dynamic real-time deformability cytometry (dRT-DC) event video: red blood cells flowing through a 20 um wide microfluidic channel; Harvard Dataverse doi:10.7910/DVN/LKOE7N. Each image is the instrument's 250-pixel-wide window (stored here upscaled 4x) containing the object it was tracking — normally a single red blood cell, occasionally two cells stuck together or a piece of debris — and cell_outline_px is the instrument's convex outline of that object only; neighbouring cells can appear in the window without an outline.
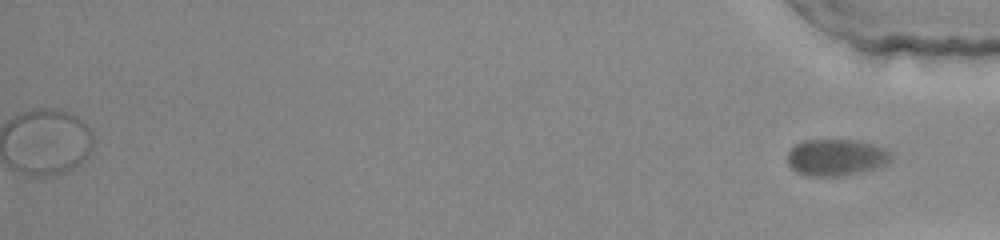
{"species": "common noctule bat (a hibernating species)", "species_latin": "Nyctalus noctula", "temperature_condition": "warm", "stored_images_in_passage": 49, "segment_of_instrument_passage": [3, 3], "camera_frame_rate_fps": 3000, "um_per_image_px": 0.085, "animal": {"sex": "female", "body_mass_g": 22.0, "forearm_length_mm": 56.7}, "frame": {"image": 1, "passage_image": 49, "time_ms": 16.0, "image_size_px": [1000, 240], "cell_outline_px": [[892, 160], [876, 168], [860, 172], [836, 176], [808, 176], [796, 172], [788, 164], [788, 152], [796, 144], [804, 140], [856, 140], [872, 144], [884, 148], [892, 156]], "centroid_in_image_um": [71.05, 13.38], "position_along_channel_um": 364.1, "area_um2": 21.96}}